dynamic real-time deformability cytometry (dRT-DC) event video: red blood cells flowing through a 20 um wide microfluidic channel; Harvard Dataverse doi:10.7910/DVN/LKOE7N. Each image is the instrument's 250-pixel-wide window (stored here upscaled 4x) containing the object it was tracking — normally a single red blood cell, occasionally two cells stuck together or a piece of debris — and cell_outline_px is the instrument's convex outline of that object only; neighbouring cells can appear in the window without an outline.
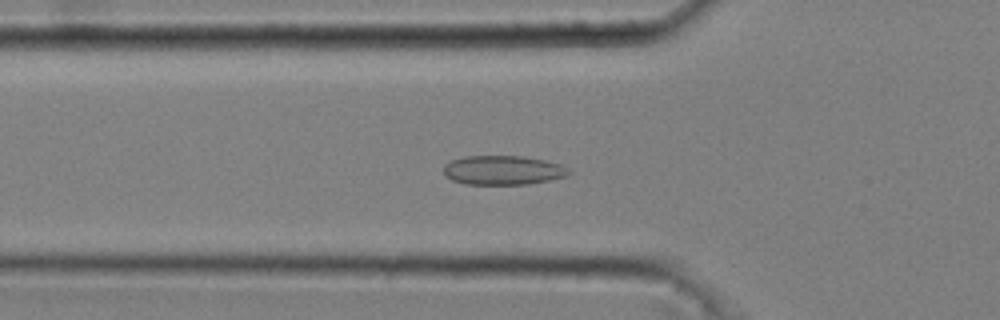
{"species": "common noctule bat (a hibernating species)", "species_latin": "Nyctalus noctula", "temperature_condition": "cold", "stored_images_in_passage": 50, "camera_frame_rate_fps": 3000, "um_per_image_px": 0.085, "animal": {"sex": "male", "body_mass_g": 20.4}, "frame": {"image": 1, "passage_image": 16, "time_ms": 5.0, "image_size_px": [1000, 320], "cell_outline_px": [[572, 172], [568, 176], [528, 184], [464, 184], [452, 180], [444, 172], [444, 164], [452, 160], [464, 156], [520, 156], [544, 160], [560, 164], [568, 168]], "centroid_in_image_um": [42.77, 14.46], "position_along_channel_um": 83.0, "area_um2": 21.27}}
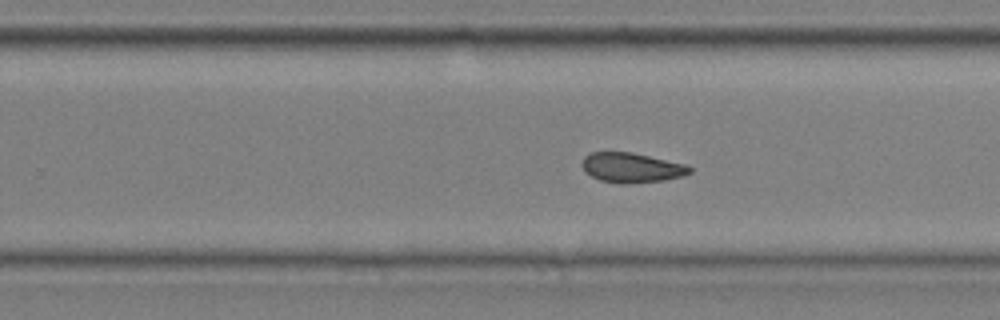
{"frame": {"image": 2, "passage_image": 32, "time_ms": 10.333, "image_size_px": [1000, 320], "cell_outline_px": [[692, 172], [684, 176], [664, 180], [624, 184], [620, 184], [600, 180], [584, 172], [580, 164], [584, 156], [592, 152], [632, 152], [684, 164], [692, 168]], "centroid_in_image_um": [53.65, 14.25], "position_along_channel_um": 276.1, "area_um2": 18.79}}
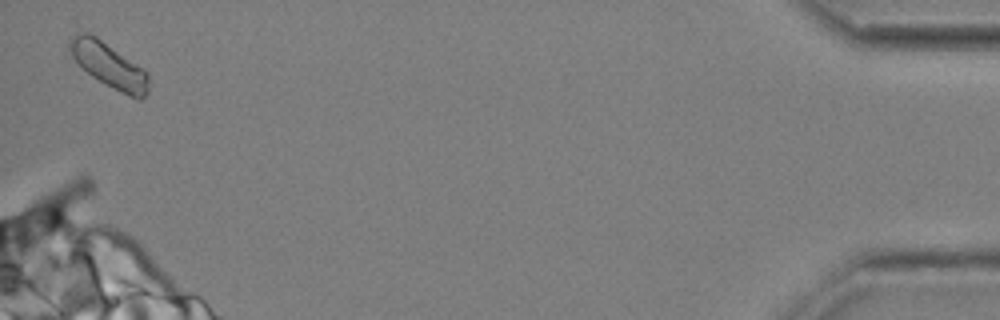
{"frame": {"image": 3, "passage_image": 50, "time_ms": 16.333, "image_size_px": [1000, 320], "cell_outline_px": [[148, 92], [140, 100], [136, 100], [128, 96], [92, 76], [72, 56], [68, 48], [68, 40], [72, 36], [88, 32], [96, 36], [144, 68], [148, 72]], "centroid_in_image_um": [9.3, 5.55], "position_along_channel_um": 425.9, "area_um2": 20.46}, "authors_computed_cell_mechanics": {"area_um2": 19.5942, "velocity_mm_per_s": 3.6178, "shape_relaxation_time_tau1_ms": null, "shape_relaxation_time_tau2_ms": 4.4414, "deformation_change_tau1": null, "deformation_change_tau2": 0.07}}